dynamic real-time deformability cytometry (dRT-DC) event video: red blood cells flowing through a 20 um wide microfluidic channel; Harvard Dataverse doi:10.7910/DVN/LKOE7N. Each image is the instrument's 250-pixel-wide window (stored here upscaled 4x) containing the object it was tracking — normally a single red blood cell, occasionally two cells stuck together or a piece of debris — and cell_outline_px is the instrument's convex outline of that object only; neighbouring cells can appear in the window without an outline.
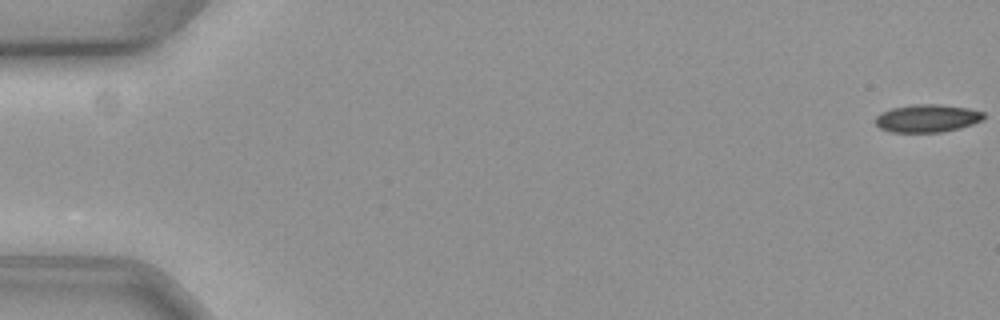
{"species": "common noctule bat (a hibernating species)", "species_latin": "Nyctalus noctula", "temperature_condition": "cold", "stored_images_in_passage": 60, "camera_frame_rate_fps": 3000, "um_per_image_px": 0.085, "animal": {"sex": "female", "body_mass_g": 19.3, "forearm_length_mm": 54.1}, "frame": {"image": 1, "passage_image": 1, "time_ms": 0.0, "image_size_px": [1000, 320], "cell_outline_px": [[984, 116], [980, 120], [972, 124], [960, 128], [940, 132], [892, 132], [880, 128], [876, 124], [876, 116], [880, 112], [892, 108], [916, 104], [940, 104], [968, 108], [984, 112]], "centroid_in_image_um": [78.8, 10.05], "position_along_channel_um": 6.2, "area_um2": 17.46}}
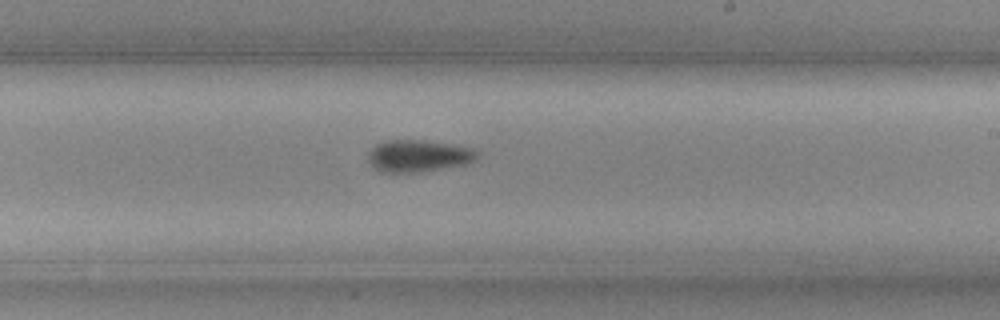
{"frame": {"image": 2, "passage_image": 36, "time_ms": 11.667, "image_size_px": [1000, 320], "cell_outline_px": [[480, 152], [472, 160], [464, 164], [420, 172], [380, 172], [368, 160], [368, 152], [376, 144], [384, 140], [420, 140], [452, 144], [472, 148]], "centroid_in_image_um": [35.53, 13.24], "position_along_channel_um": 253.5, "area_um2": 20.11}}
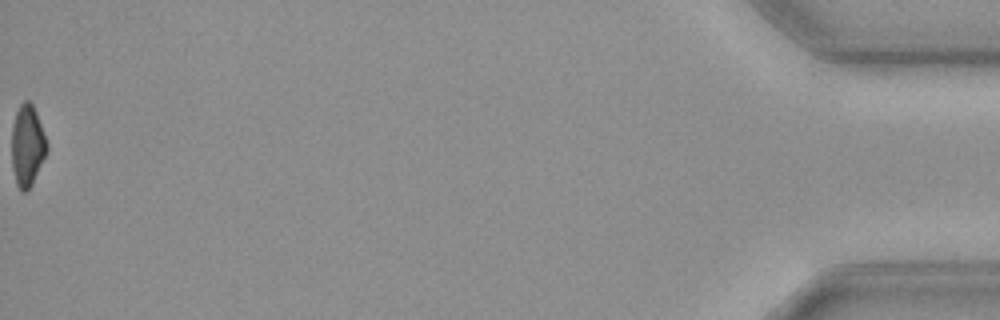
{"frame": {"image": 3, "passage_image": 60, "time_ms": 19.667, "image_size_px": [1000, 320], "cell_outline_px": [[48, 152], [32, 184], [24, 192], [20, 192], [16, 184], [12, 168], [12, 124], [16, 112], [20, 104], [24, 100], [28, 100], [32, 104], [36, 112], [48, 144]], "centroid_in_image_um": [2.32, 12.39], "position_along_channel_um": 432.9, "area_um2": 16.82}}